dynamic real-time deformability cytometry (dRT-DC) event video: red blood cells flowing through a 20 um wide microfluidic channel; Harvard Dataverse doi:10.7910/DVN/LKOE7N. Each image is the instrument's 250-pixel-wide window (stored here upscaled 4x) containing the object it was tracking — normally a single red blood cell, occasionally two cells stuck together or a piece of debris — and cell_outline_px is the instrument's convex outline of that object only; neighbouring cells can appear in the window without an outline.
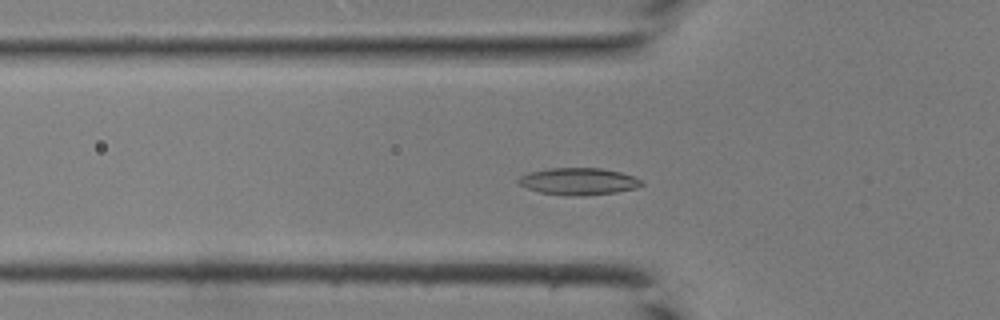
{"species": "common noctule bat (a hibernating species)", "species_latin": "Nyctalus noctula", "temperature_condition": "room temperature", "stored_images_in_passage": 40, "camera_frame_rate_fps": 3000, "um_per_image_px": 0.085, "animal": {"sex": "male", "body_mass_g": 19.0, "forearm_length_mm": 50.8}, "frame": {"image": 1, "passage_image": 12, "time_ms": 3.667, "image_size_px": [1000, 320], "cell_outline_px": [[644, 184], [636, 188], [616, 192], [584, 196], [572, 196], [540, 192], [528, 188], [520, 184], [516, 180], [520, 176], [528, 172], [548, 168], [600, 168], [620, 172], [636, 176]], "centroid_in_image_um": [49.18, 15.41], "position_along_channel_um": 76.6, "area_um2": 19.42}}
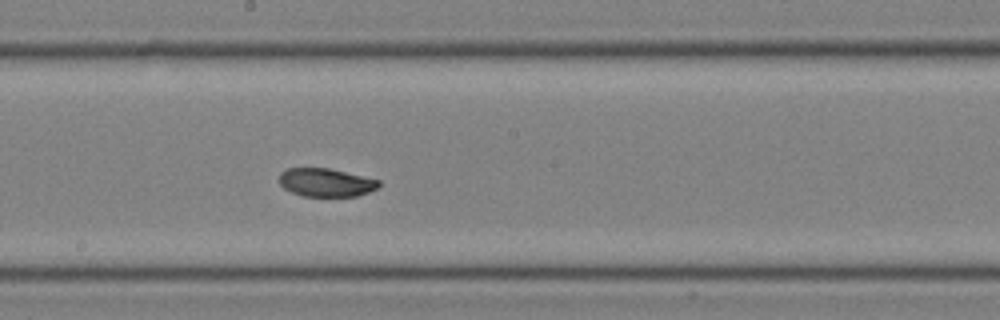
{"frame": {"image": 2, "passage_image": 21, "time_ms": 6.667, "image_size_px": [1000, 320], "cell_outline_px": [[380, 188], [356, 196], [304, 196], [292, 192], [284, 188], [280, 184], [280, 172], [288, 168], [328, 168], [380, 180]], "centroid_in_image_um": [27.72, 15.51], "position_along_channel_um": 220.5, "area_um2": 16.36}}
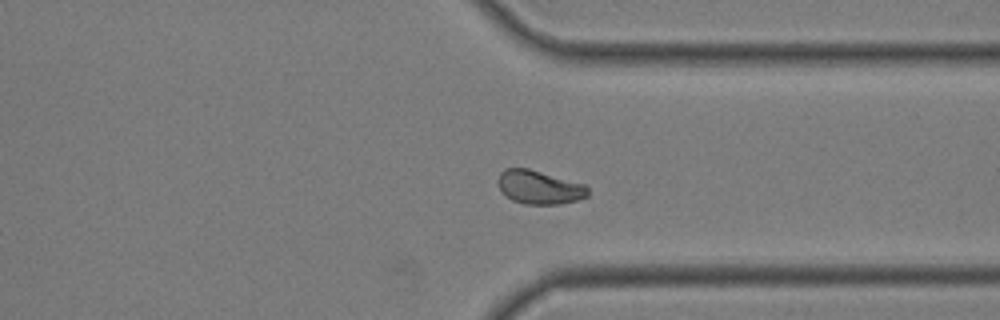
{"frame": {"image": 3, "passage_image": 30, "time_ms": 9.667, "image_size_px": [1000, 320], "cell_outline_px": [[588, 196], [576, 200], [560, 204], [524, 204], [512, 200], [500, 188], [496, 180], [500, 172], [504, 168], [528, 168], [584, 184], [588, 188]], "centroid_in_image_um": [45.82, 15.91], "position_along_channel_um": 365.6, "area_um2": 17.51}}